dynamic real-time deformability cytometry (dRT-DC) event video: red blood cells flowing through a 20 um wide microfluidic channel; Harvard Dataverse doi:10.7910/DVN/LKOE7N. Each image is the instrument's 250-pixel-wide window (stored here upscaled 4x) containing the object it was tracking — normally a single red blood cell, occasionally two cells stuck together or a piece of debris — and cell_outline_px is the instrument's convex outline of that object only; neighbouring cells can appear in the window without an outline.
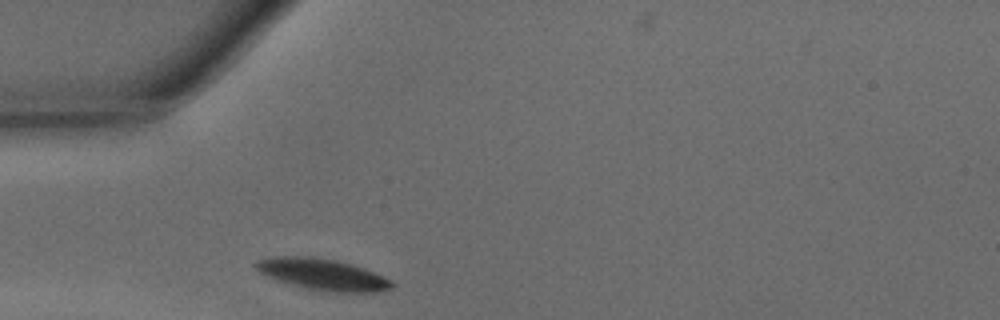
{"species": "common noctule bat (a hibernating species)", "species_latin": "Nyctalus noctula", "temperature_condition": "warm", "stored_images_in_passage": 24, "camera_frame_rate_fps": 3000, "um_per_image_px": 0.085, "animal": {"sex": "male", "body_mass_g": 15.6}, "frame": {"image": 1, "passage_image": 1, "time_ms": 0.0, "image_size_px": [1000, 320], "cell_outline_px": [[396, 284], [392, 288], [380, 292], [336, 292], [308, 288], [276, 280], [260, 272], [252, 264], [256, 260], [268, 256], [308, 256], [336, 260], [352, 264], [364, 268], [384, 276], [392, 280]], "centroid_in_image_um": [27.44, 23.31], "position_along_channel_um": 57.6, "area_um2": 24.97}}
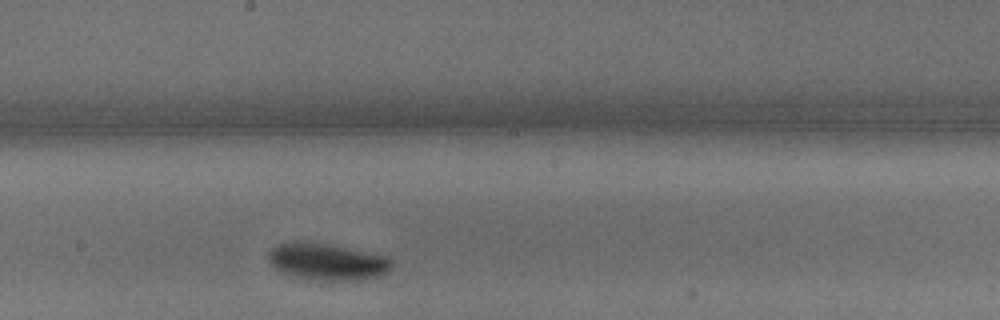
{"frame": {"image": 2, "passage_image": 13, "time_ms": 4.0, "image_size_px": [1000, 320], "cell_outline_px": [[392, 264], [384, 272], [376, 276], [360, 280], [304, 280], [292, 276], [276, 268], [268, 260], [268, 252], [272, 248], [280, 244], [308, 240], [388, 256], [392, 260]], "centroid_in_image_um": [27.77, 22.24], "position_along_channel_um": 220.4, "area_um2": 26.36}}
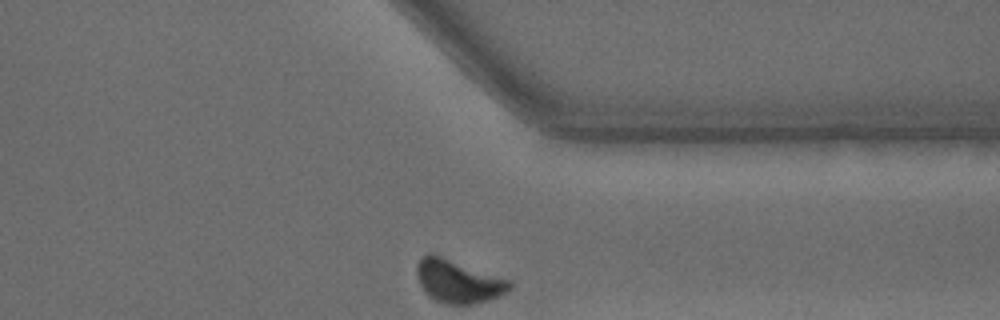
{"frame": {"image": 3, "passage_image": 24, "time_ms": 7.667, "image_size_px": [1000, 320], "cell_outline_px": [[512, 288], [488, 300], [476, 304], [440, 304], [428, 296], [420, 284], [416, 276], [416, 264], [420, 256], [428, 252], [436, 252], [512, 280]], "centroid_in_image_um": [38.9, 23.85], "position_along_channel_um": 372.5, "area_um2": 24.28}, "authors_computed_cell_mechanics": {"area_um2": 25.0852, "velocity_mm_per_s": 4.2, "shape_relaxation_time_tau1_ms": 3.1428, "shape_relaxation_time_tau2_ms": null, "deformation_change_tau1": 0.1398, "deformation_change_tau2": null}}